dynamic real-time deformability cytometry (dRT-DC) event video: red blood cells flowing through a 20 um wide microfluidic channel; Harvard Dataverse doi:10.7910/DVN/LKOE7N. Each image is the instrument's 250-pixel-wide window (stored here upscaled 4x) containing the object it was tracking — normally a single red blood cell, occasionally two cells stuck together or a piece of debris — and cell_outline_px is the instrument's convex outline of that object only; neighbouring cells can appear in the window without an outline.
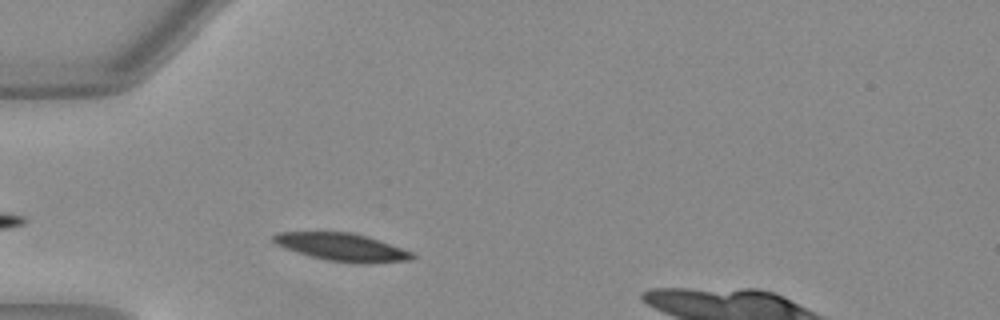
{"species": "Egyptian fruit bat (a non-hibernating species)", "species_latin": "Rousettus aegyptiacus", "temperature_condition": "warm", "stored_images_in_passage": 31, "camera_frame_rate_fps": 3000, "um_per_image_px": 0.085, "animal": {"sex": "female"}, "frame": {"image": 1, "passage_image": 1, "time_ms": 0.0, "image_size_px": [1000, 320], "cell_outline_px": [[416, 256], [412, 260], [368, 264], [352, 264], [324, 260], [276, 244], [272, 240], [272, 236], [276, 232], [352, 232], [368, 236], [412, 252]], "centroid_in_image_um": [29.12, 21.02], "position_along_channel_um": 55.9, "area_um2": 22.54}}
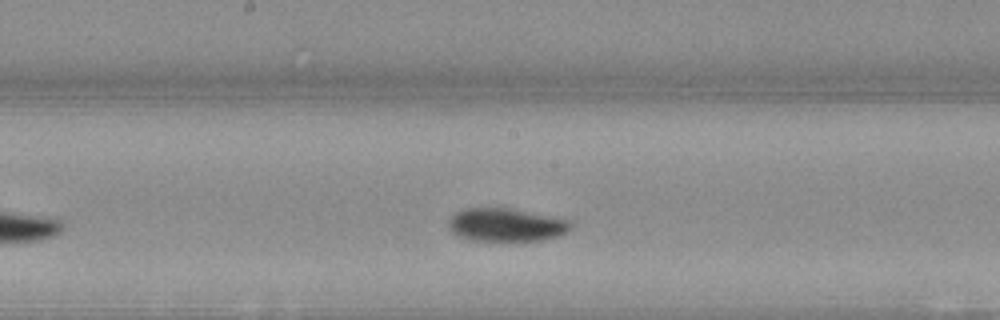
{"frame": {"image": 2, "passage_image": 13, "time_ms": 4.0, "image_size_px": [1000, 320], "cell_outline_px": [[572, 228], [568, 232], [560, 236], [544, 240], [468, 240], [456, 236], [452, 232], [448, 224], [448, 220], [456, 212], [464, 208], [512, 208], [568, 220], [572, 224]], "centroid_in_image_um": [43.01, 19.11], "position_along_channel_um": 205.2, "area_um2": 23.7}}
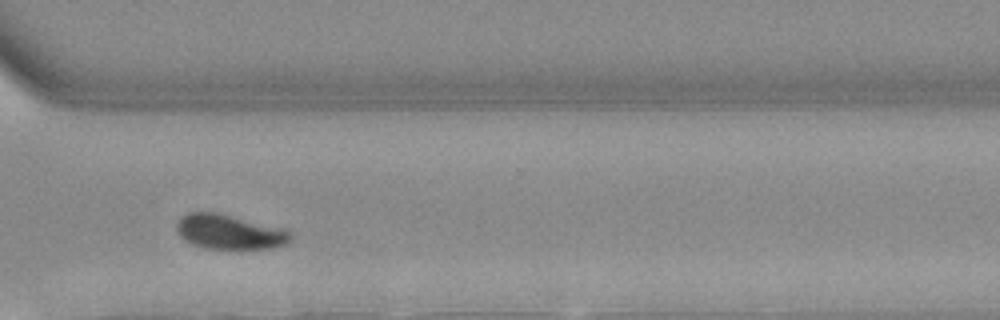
{"frame": {"image": 3, "passage_image": 24, "time_ms": 7.667, "image_size_px": [1000, 320], "cell_outline_px": [[292, 236], [288, 244], [272, 248], [240, 252], [204, 248], [192, 244], [184, 240], [180, 236], [176, 228], [176, 224], [188, 212], [212, 212], [280, 228], [292, 232]], "centroid_in_image_um": [19.52, 19.79], "position_along_channel_um": 351.1, "area_um2": 23.41}, "authors_computed_cell_mechanics": {"area_um2": 23.3512, "velocity_mm_per_s": 3.9762, "shape_relaxation_time_tau1_ms": 2.4178, "shape_relaxation_time_tau2_ms": 2.0563, "deformation_change_tau1": 0.1325, "deformation_change_tau2": 0.0471}}